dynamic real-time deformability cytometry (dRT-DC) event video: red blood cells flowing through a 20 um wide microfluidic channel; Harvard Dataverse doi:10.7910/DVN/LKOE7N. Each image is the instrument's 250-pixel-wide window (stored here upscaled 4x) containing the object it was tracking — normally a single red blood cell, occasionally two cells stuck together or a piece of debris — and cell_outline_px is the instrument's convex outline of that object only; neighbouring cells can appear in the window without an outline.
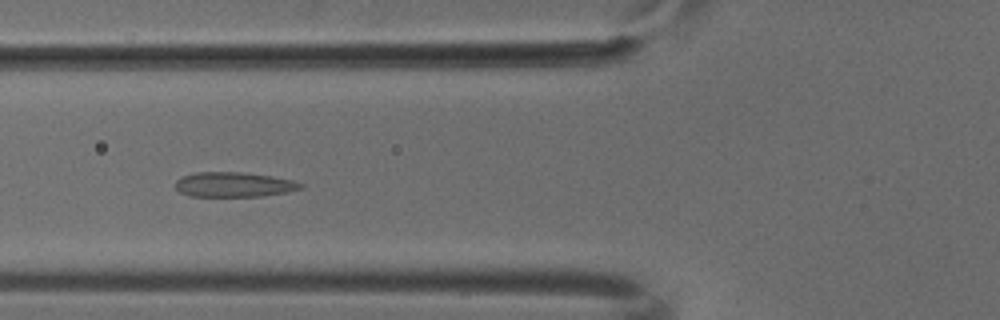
{"species": "common noctule bat (a hibernating species)", "species_latin": "Nyctalus noctula", "temperature_condition": "cold", "stored_images_in_passage": 6, "camera_frame_rate_fps": 3000, "um_per_image_px": 0.085, "animal": {"sex": "male", "body_mass_g": 18.8}, "frame": {"image": 1, "passage_image": 4, "time_ms": 1.0, "image_size_px": [1000, 320], "cell_outline_px": [[304, 188], [288, 192], [264, 196], [192, 196], [180, 192], [176, 188], [176, 180], [180, 176], [196, 172], [244, 172], [272, 176], [296, 180], [304, 184]], "centroid_in_image_um": [19.93, 15.68], "position_along_channel_um": 105.9, "area_um2": 18.38}}
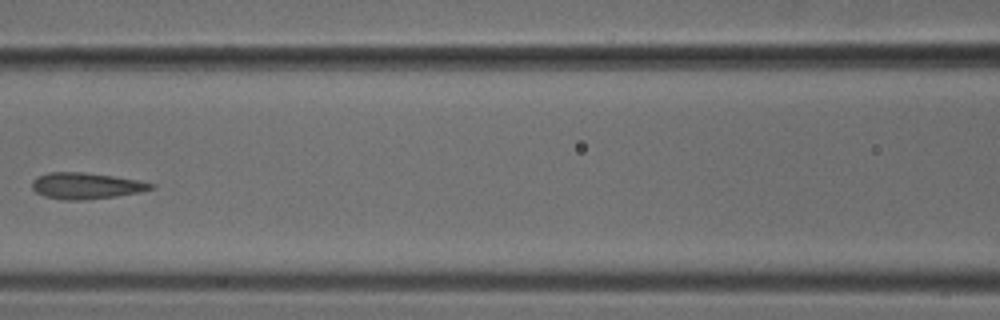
{"frame": {"image": 2, "passage_image": 5, "time_ms": 1.333, "image_size_px": [1000, 320], "cell_outline_px": [[156, 188], [140, 192], [116, 196], [84, 200], [64, 200], [44, 196], [36, 192], [32, 188], [32, 180], [36, 176], [48, 172], [84, 172], [140, 180], [156, 184]], "centroid_in_image_um": [7.33, 15.79], "position_along_channel_um": 159.3, "area_um2": 18.38}}
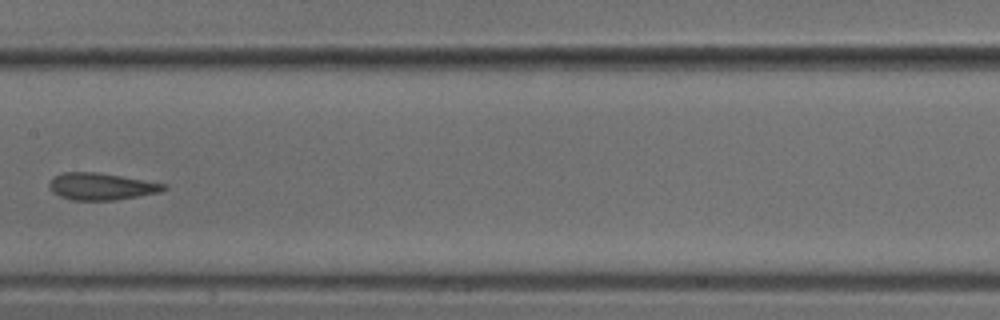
{"frame": {"image": 3, "passage_image": 6, "time_ms": 1.667, "image_size_px": [1000, 320], "cell_outline_px": [[168, 188], [160, 192], [112, 200], [72, 200], [60, 196], [52, 192], [48, 184], [52, 176], [64, 172], [96, 172], [168, 184]], "centroid_in_image_um": [8.58, 15.84], "position_along_channel_um": 198.8, "area_um2": 17.92}}